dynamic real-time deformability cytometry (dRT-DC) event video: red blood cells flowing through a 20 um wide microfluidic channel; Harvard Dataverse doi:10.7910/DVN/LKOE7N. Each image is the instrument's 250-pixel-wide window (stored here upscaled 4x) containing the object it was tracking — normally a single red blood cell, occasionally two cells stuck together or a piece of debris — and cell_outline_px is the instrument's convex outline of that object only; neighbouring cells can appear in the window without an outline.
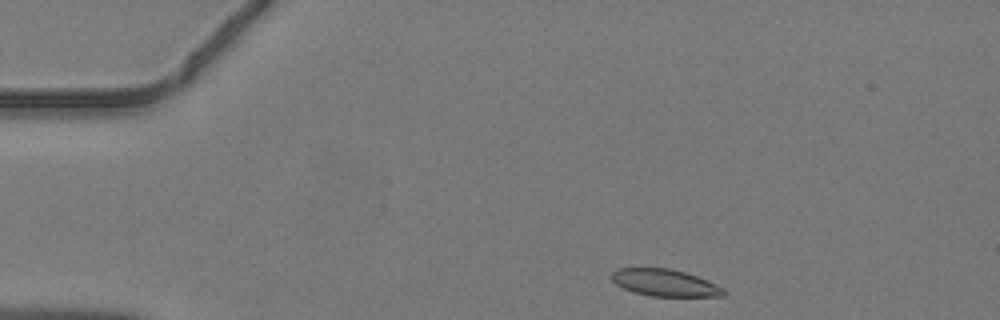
{"species": "common noctule bat (a hibernating species)", "species_latin": "Nyctalus noctula", "temperature_condition": "warm", "stored_images_in_passage": 39, "camera_frame_rate_fps": 3000, "um_per_image_px": 0.085, "animal": {"sex": "male", "body_mass_g": 19.2, "forearm_length_mm": 51.8}, "frame": {"image": 1, "passage_image": 1, "time_ms": 0.0, "image_size_px": [1000, 320], "cell_outline_px": [[728, 292], [724, 296], [652, 296], [632, 292], [616, 284], [612, 280], [612, 272], [616, 268], [668, 268], [684, 272], [708, 280], [724, 288]], "centroid_in_image_um": [56.53, 24.04], "position_along_channel_um": 28.5, "area_um2": 17.63}}
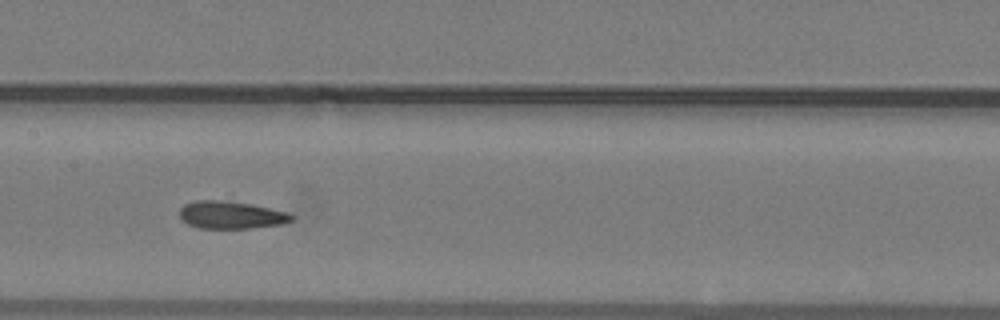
{"frame": {"image": 2, "passage_image": 16, "time_ms": 5.0, "image_size_px": [1000, 320], "cell_outline_px": [[296, 216], [292, 220], [280, 224], [248, 228], [200, 228], [188, 224], [180, 220], [180, 208], [184, 204], [196, 200], [224, 200], [248, 204], [288, 212]], "centroid_in_image_um": [19.6, 18.27], "position_along_channel_um": 187.8, "area_um2": 17.86}}
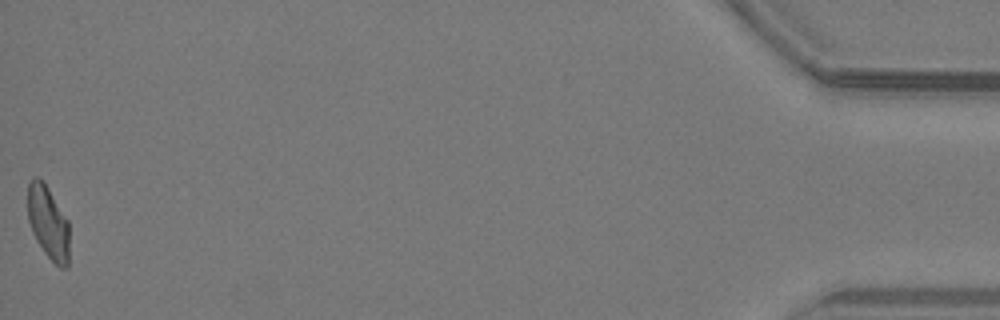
{"frame": {"image": 3, "passage_image": 39, "time_ms": 12.667, "image_size_px": [1000, 320], "cell_outline_px": [[68, 268], [60, 268], [44, 252], [36, 240], [32, 232], [28, 220], [28, 180], [32, 176], [36, 176], [48, 188], [68, 220]], "centroid_in_image_um": [4.08, 18.91], "position_along_channel_um": 431.1, "area_um2": 17.63}}